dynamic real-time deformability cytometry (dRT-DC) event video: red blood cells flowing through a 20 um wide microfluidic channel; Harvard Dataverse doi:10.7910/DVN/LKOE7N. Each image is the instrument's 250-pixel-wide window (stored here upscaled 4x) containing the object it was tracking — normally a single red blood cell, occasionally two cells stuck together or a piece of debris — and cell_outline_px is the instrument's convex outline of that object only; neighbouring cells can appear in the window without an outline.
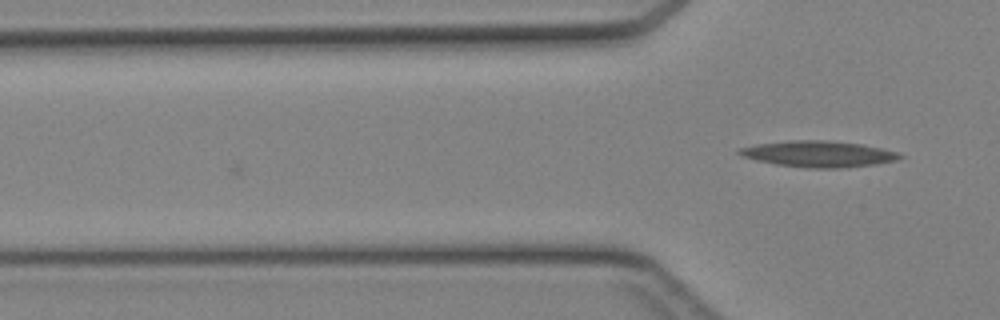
{"species": "Egyptian fruit bat (a non-hibernating species)", "species_latin": "Rousettus aegyptiacus", "temperature_condition": "cold", "stored_images_in_passage": 6, "camera_frame_rate_fps": 3000, "um_per_image_px": 0.085, "animal": {"sex": "female"}, "frame": {"image": 1, "passage_image": 6, "time_ms": 1.667, "image_size_px": [1000, 320], "cell_outline_px": [[904, 156], [896, 160], [876, 164], [836, 168], [808, 168], [776, 164], [756, 160], [744, 156], [736, 152], [736, 148], [756, 144], [792, 140], [824, 140], [860, 144], [900, 152]], "centroid_in_image_um": [69.55, 13.08], "position_along_channel_um": 56.2, "area_um2": 24.33}}